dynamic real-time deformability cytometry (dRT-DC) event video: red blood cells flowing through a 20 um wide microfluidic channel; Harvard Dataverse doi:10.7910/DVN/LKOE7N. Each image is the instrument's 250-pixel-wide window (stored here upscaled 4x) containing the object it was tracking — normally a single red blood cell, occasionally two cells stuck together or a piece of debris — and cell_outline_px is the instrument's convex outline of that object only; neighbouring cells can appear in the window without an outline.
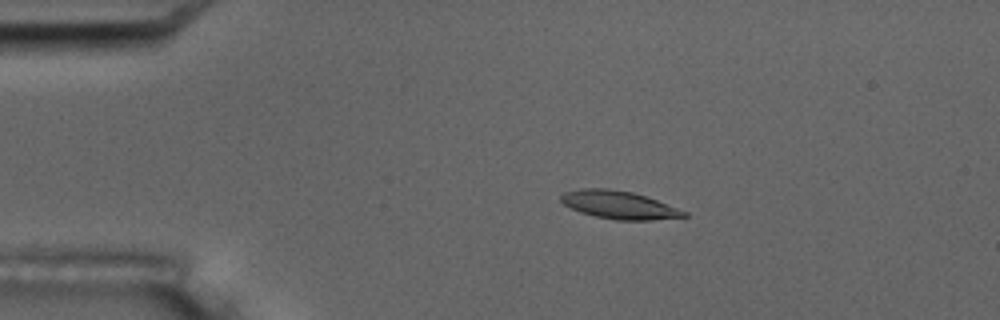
{"species": "common noctule bat (a hibernating species)", "species_latin": "Nyctalus noctula", "temperature_condition": "room temperature", "stored_images_in_passage": 8, "camera_frame_rate_fps": 3000, "um_per_image_px": 0.085, "animal": {"sex": "male", "body_mass_g": 17.5, "forearm_length_mm": 52.3}, "frame": {"image": 1, "passage_image": 4, "time_ms": 3.667, "image_size_px": [1000, 320], "cell_outline_px": [[688, 216], [652, 220], [616, 220], [596, 216], [580, 212], [564, 204], [560, 200], [560, 196], [564, 192], [580, 188], [608, 188], [632, 192], [656, 200], [688, 212]], "centroid_in_image_um": [52.6, 17.41], "position_along_channel_um": 32.4, "area_um2": 19.88}}